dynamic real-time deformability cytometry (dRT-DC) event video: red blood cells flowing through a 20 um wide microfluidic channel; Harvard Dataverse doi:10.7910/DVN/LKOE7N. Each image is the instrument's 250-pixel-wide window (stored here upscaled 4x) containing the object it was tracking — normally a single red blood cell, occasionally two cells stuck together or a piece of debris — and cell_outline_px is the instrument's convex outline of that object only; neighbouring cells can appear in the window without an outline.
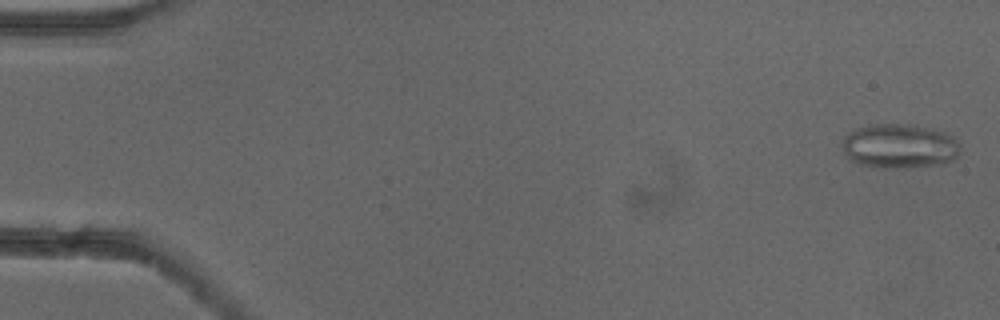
{"species": "common noctule bat (a hibernating species)", "species_latin": "Nyctalus noctula", "temperature_condition": "cold", "stored_images_in_passage": 53, "camera_frame_rate_fps": 3000, "um_per_image_px": 0.085, "animal": {"sex": "female"}, "frame": {"image": 1, "passage_image": 2, "time_ms": 0.333, "image_size_px": [1000, 320], "cell_outline_px": [[960, 152], [952, 160], [944, 164], [884, 168], [860, 164], [848, 160], [840, 144], [844, 136], [848, 132], [856, 128], [872, 124], [908, 124], [944, 132], [952, 136], [960, 144]], "centroid_in_image_um": [76.41, 12.41], "position_along_channel_um": 8.6, "area_um2": 30.58}}
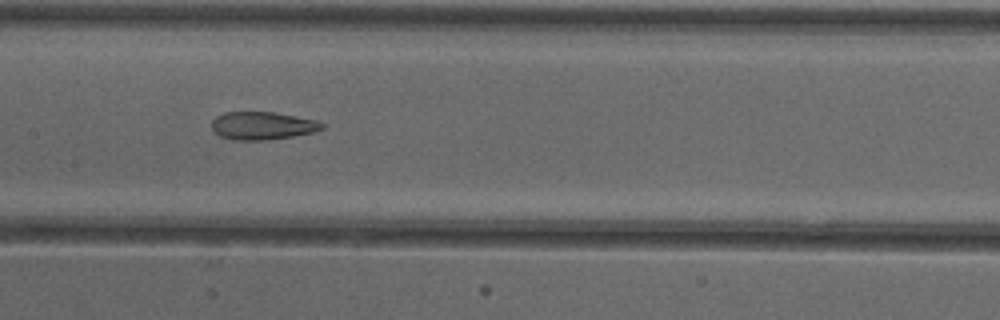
{"frame": {"image": 2, "passage_image": 27, "time_ms": 8.667, "image_size_px": [1000, 320], "cell_outline_px": [[324, 128], [312, 132], [292, 136], [268, 140], [232, 140], [220, 136], [212, 128], [212, 120], [216, 116], [224, 112], [276, 112], [316, 120], [324, 124]], "centroid_in_image_um": [22.29, 10.68], "position_along_channel_um": 185.1, "area_um2": 17.92}}
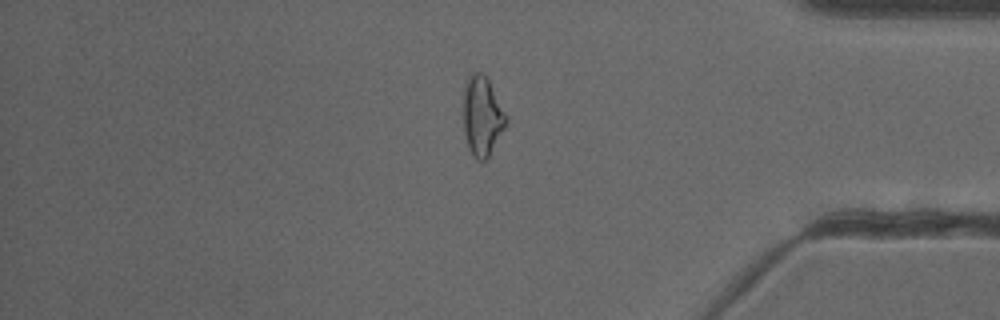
{"frame": {"image": 3, "passage_image": 45, "time_ms": 14.667, "image_size_px": [1000, 320], "cell_outline_px": [[508, 120], [488, 160], [476, 160], [468, 148], [464, 132], [460, 108], [464, 88], [468, 76], [472, 72], [480, 72], [488, 80], [508, 116]], "centroid_in_image_um": [40.94, 9.88], "position_along_channel_um": 394.3, "area_um2": 20.46}, "authors_computed_cell_mechanics": {"area_um2": 20.7502, "velocity_mm_per_s": 3.9164, "shape_relaxation_time_tau1_ms": null, "shape_relaxation_time_tau2_ms": 3.002, "deformation_change_tau1": null, "deformation_change_tau2": 0.1188}}